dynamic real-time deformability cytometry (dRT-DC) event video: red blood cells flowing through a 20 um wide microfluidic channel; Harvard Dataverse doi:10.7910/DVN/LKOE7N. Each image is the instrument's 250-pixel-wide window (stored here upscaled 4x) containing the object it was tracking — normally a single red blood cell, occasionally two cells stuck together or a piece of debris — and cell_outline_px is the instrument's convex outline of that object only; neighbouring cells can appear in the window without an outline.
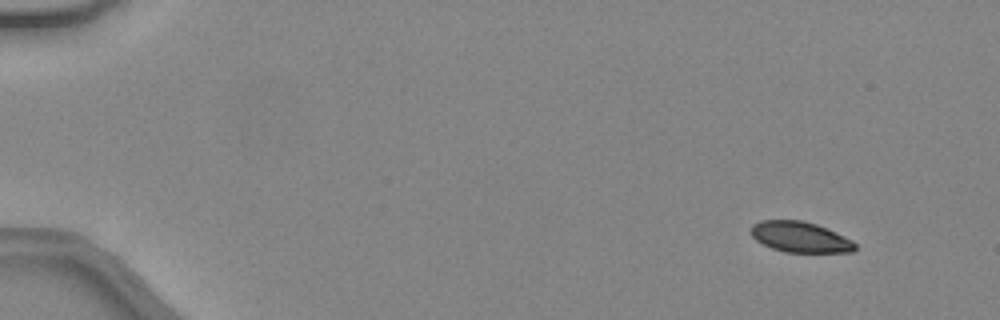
{"species": "common noctule bat (a hibernating species)", "species_latin": "Nyctalus noctula", "temperature_condition": "warm", "stored_images_in_passage": 48, "camera_frame_rate_fps": 3000, "um_per_image_px": 0.085, "animal": {"sex": "female", "body_mass_g": 24.6, "forearm_length_mm": 56.2}, "frame": {"image": 1, "passage_image": 5, "time_ms": 1.333, "image_size_px": [1000, 320], "cell_outline_px": [[856, 248], [852, 252], [784, 252], [772, 248], [756, 240], [752, 236], [752, 224], [760, 220], [800, 220], [816, 224], [852, 240], [856, 244]], "centroid_in_image_um": [68.0, 20.15], "position_along_channel_um": 17.0, "area_um2": 18.38}}
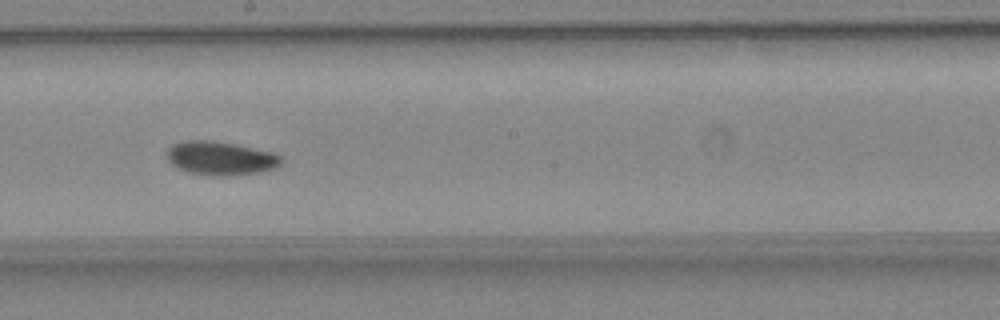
{"frame": {"image": 2, "passage_image": 29, "time_ms": 9.333, "image_size_px": [1000, 320], "cell_outline_px": [[284, 164], [276, 168], [260, 172], [228, 176], [216, 176], [188, 172], [176, 168], [168, 160], [168, 148], [172, 144], [184, 140], [212, 140], [236, 144], [272, 152], [280, 156]], "centroid_in_image_um": [18.76, 13.45], "position_along_channel_um": 229.4, "area_um2": 22.66}}
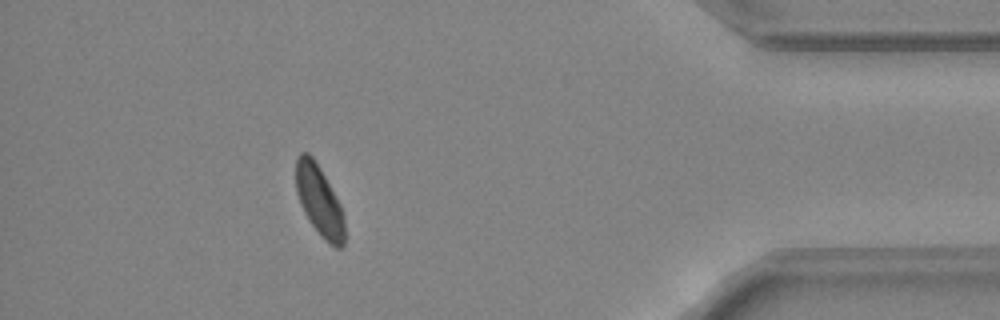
{"frame": {"image": 3, "passage_image": 44, "time_ms": 14.333, "image_size_px": [1000, 320], "cell_outline_px": [[344, 244], [340, 248], [336, 248], [328, 244], [320, 236], [304, 212], [300, 204], [296, 192], [296, 160], [300, 152], [308, 152], [312, 156], [320, 168], [340, 204], [344, 212]], "centroid_in_image_um": [27.14, 17.08], "position_along_channel_um": 408.1, "area_um2": 20.0}, "authors_computed_cell_mechanics": {"area_um2": 20.8947, "velocity_mm_per_s": 4.4058, "shape_relaxation_time_tau1_ms": 2.9004, "shape_relaxation_time_tau2_ms": 4.7099, "deformation_change_tau1": 0.0942, "deformation_change_tau2": 0.0618}}